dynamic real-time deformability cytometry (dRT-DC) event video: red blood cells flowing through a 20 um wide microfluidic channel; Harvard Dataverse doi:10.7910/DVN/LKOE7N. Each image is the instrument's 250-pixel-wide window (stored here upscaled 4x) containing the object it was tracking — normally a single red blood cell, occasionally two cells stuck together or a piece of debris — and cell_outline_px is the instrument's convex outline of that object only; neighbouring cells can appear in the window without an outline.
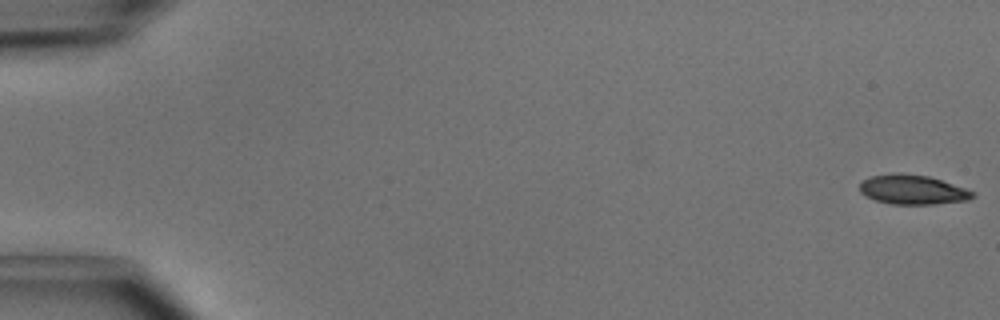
{"species": "common noctule bat (a hibernating species)", "species_latin": "Nyctalus noctula", "temperature_condition": "cold", "stored_images_in_passage": 44, "camera_frame_rate_fps": 3000, "um_per_image_px": 0.085, "animal": {"sex": "male", "body_mass_g": 15.6}, "frame": {"image": 1, "passage_image": 1, "time_ms": 0.0, "image_size_px": [1000, 320], "cell_outline_px": [[976, 196], [968, 200], [936, 204], [892, 204], [876, 200], [864, 196], [860, 192], [860, 184], [864, 180], [872, 176], [892, 172], [900, 172], [928, 176], [976, 192]], "centroid_in_image_um": [77.57, 16.12], "position_along_channel_um": 7.4, "area_um2": 19.48}}
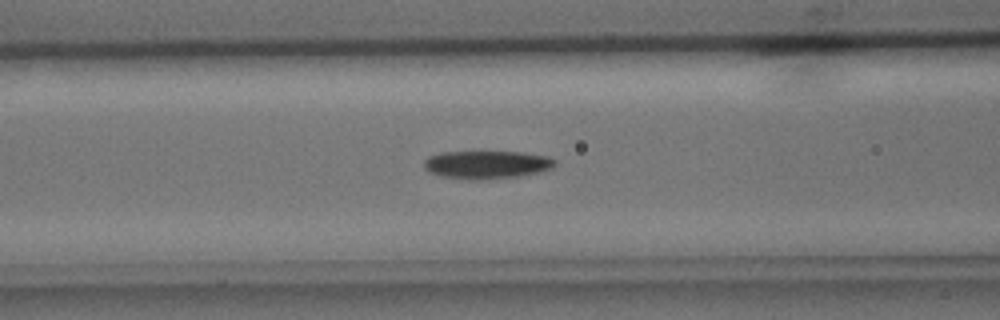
{"frame": {"image": 2, "passage_image": 21, "time_ms": 6.667, "image_size_px": [1000, 320], "cell_outline_px": [[556, 164], [552, 168], [540, 172], [520, 176], [480, 180], [468, 180], [440, 176], [428, 172], [424, 168], [424, 160], [428, 156], [444, 152], [524, 152], [548, 156], [556, 160]], "centroid_in_image_um": [41.37, 14.0], "position_along_channel_um": 125.2, "area_um2": 21.68}}
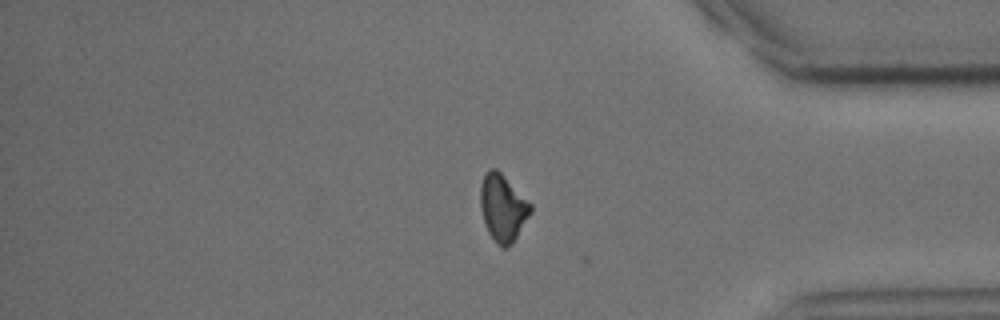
{"frame": {"image": 3, "passage_image": 42, "time_ms": 13.667, "image_size_px": [1000, 320], "cell_outline_px": [[532, 212], [512, 244], [508, 248], [500, 248], [496, 244], [488, 232], [480, 208], [480, 184], [484, 172], [488, 168], [496, 168], [532, 204]], "centroid_in_image_um": [42.73, 17.67], "position_along_channel_um": 392.5, "area_um2": 19.83}, "authors_computed_cell_mechanics": {"area_um2": 20.2589, "velocity_mm_per_s": 4.0746, "shape_relaxation_time_tau1_ms": 3.0158, "shape_relaxation_time_tau2_ms": null, "deformation_change_tau1": 0.1007, "deformation_change_tau2": null}}